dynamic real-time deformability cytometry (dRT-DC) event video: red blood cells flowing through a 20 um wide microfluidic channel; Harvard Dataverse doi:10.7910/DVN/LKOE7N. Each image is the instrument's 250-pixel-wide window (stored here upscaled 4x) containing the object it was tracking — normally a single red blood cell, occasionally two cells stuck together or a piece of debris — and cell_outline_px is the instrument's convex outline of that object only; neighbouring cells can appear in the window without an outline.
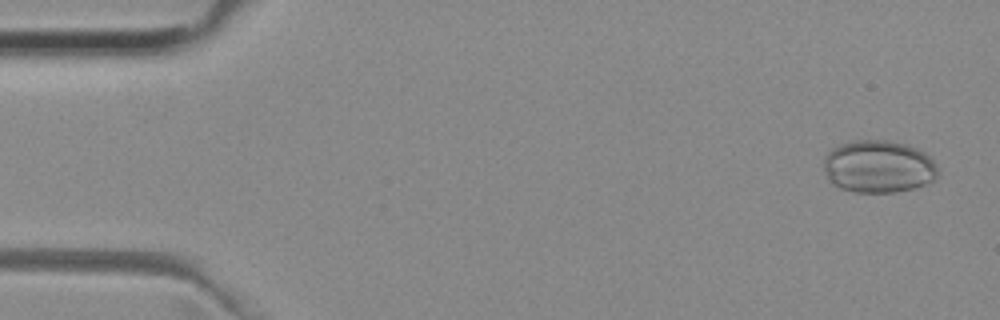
{"species": "common noctule bat (a hibernating species)", "species_latin": "Nyctalus noctula", "temperature_condition": "room temperature", "stored_images_in_passage": 51, "camera_frame_rate_fps": 3000, "um_per_image_px": 0.085, "animal": {"sex": "female", "body_mass_g": 29.2, "forearm_length_mm": 56.3}, "frame": {"image": 1, "passage_image": 2, "time_ms": 0.333, "image_size_px": [1000, 320], "cell_outline_px": [[936, 176], [932, 180], [924, 184], [912, 188], [896, 192], [856, 192], [840, 188], [832, 184], [828, 180], [824, 168], [824, 156], [832, 148], [840, 144], [852, 140], [884, 140], [904, 144], [916, 148], [924, 152], [932, 160], [936, 168]], "centroid_in_image_um": [74.61, 14.15], "position_along_channel_um": 10.4, "area_um2": 34.74}}
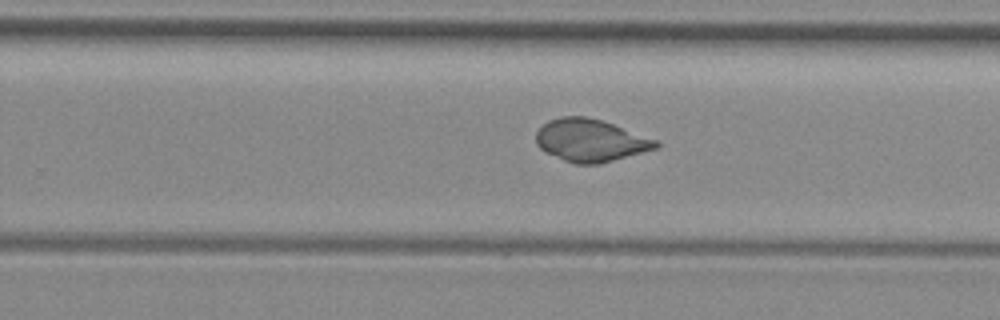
{"frame": {"image": 2, "passage_image": 32, "time_ms": 10.333, "image_size_px": [1000, 320], "cell_outline_px": [[660, 144], [656, 148], [600, 164], [576, 164], [564, 160], [544, 152], [536, 144], [536, 132], [548, 120], [560, 116], [584, 116], [600, 120], [612, 124], [656, 140]], "centroid_in_image_um": [50.14, 11.94], "position_along_channel_um": 279.7, "area_um2": 29.36}}
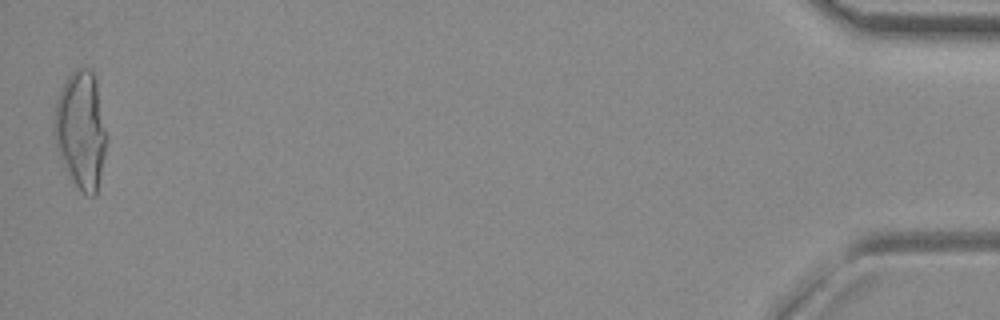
{"frame": {"image": 3, "passage_image": 51, "time_ms": 16.667, "image_size_px": [1000, 320], "cell_outline_px": [[104, 156], [96, 196], [88, 196], [80, 192], [68, 176], [64, 168], [56, 148], [52, 124], [56, 100], [60, 88], [68, 76], [76, 68], [88, 68], [92, 72], [96, 80], [104, 132]], "centroid_in_image_um": [6.8, 11.08], "position_along_channel_um": 428.4, "area_um2": 35.6}}